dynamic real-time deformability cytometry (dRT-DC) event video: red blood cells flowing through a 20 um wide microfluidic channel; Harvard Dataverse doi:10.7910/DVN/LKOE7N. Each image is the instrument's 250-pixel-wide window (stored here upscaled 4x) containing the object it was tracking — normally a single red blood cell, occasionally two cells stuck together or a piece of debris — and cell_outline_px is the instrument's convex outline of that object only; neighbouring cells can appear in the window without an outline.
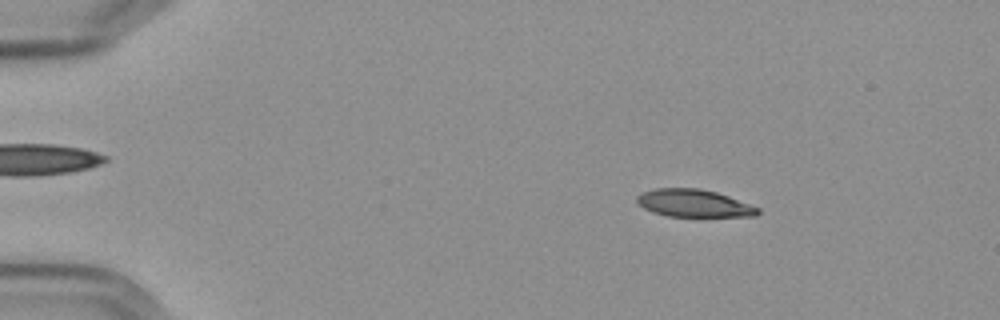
{"species": "Egyptian fruit bat (a non-hibernating species)", "species_latin": "Rousettus aegyptiacus", "temperature_condition": "cold", "stored_images_in_passage": 57, "camera_frame_rate_fps": 3000, "um_per_image_px": 0.085, "frame": {"image": 1, "passage_image": 9, "time_ms": 2.667, "image_size_px": [1000, 320], "cell_outline_px": [[760, 212], [756, 216], [668, 216], [652, 212], [636, 204], [636, 196], [644, 192], [656, 188], [696, 188], [716, 192], [728, 196], [760, 208]], "centroid_in_image_um": [58.95, 17.28], "position_along_channel_um": 26.1, "area_um2": 19.31}}
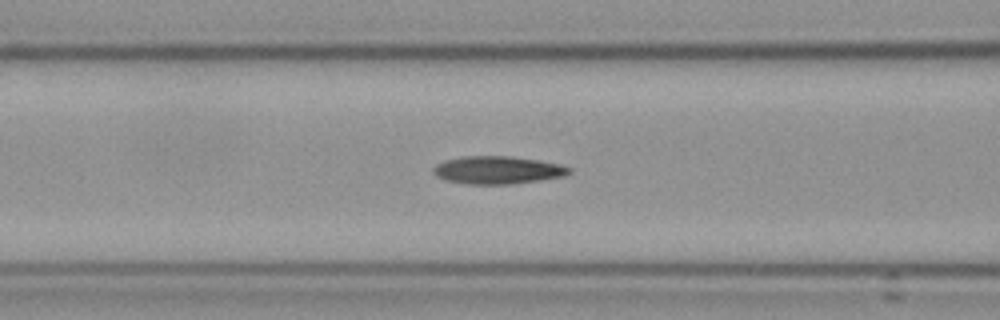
{"frame": {"image": 2, "passage_image": 24, "time_ms": 7.667, "image_size_px": [1000, 320], "cell_outline_px": [[572, 172], [564, 176], [540, 180], [512, 184], [464, 184], [444, 180], [436, 176], [432, 172], [432, 168], [436, 164], [444, 160], [464, 156], [508, 156], [536, 160], [556, 164], [572, 168]], "centroid_in_image_um": [42.24, 14.46], "position_along_channel_um": 124.4, "area_um2": 22.02}}
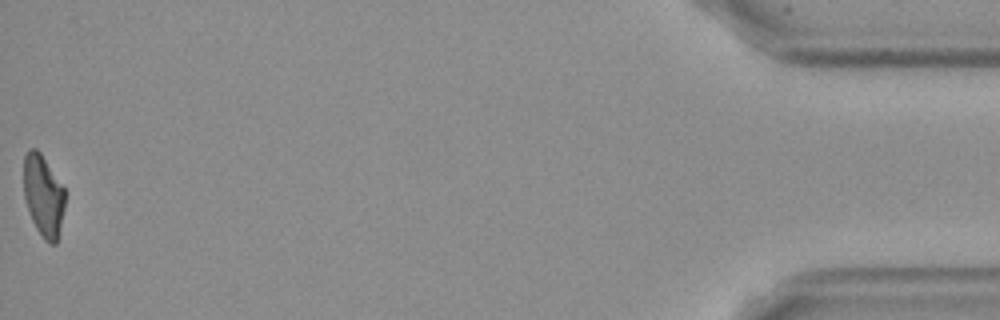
{"frame": {"image": 3, "passage_image": 57, "time_ms": 18.667, "image_size_px": [1000, 320], "cell_outline_px": [[64, 208], [56, 244], [48, 244], [44, 240], [36, 228], [32, 220], [24, 196], [24, 156], [32, 148], [36, 148], [40, 152], [64, 188]], "centroid_in_image_um": [3.68, 16.65], "position_along_channel_um": 431.5, "area_um2": 19.31}, "authors_computed_cell_mechanics": {"area_um2": 21.097, "velocity_mm_per_s": 3.607, "shape_relaxation_time_tau1_ms": null, "shape_relaxation_time_tau2_ms": 3.289, "deformation_change_tau1": null, "deformation_change_tau2": 0.1025}}